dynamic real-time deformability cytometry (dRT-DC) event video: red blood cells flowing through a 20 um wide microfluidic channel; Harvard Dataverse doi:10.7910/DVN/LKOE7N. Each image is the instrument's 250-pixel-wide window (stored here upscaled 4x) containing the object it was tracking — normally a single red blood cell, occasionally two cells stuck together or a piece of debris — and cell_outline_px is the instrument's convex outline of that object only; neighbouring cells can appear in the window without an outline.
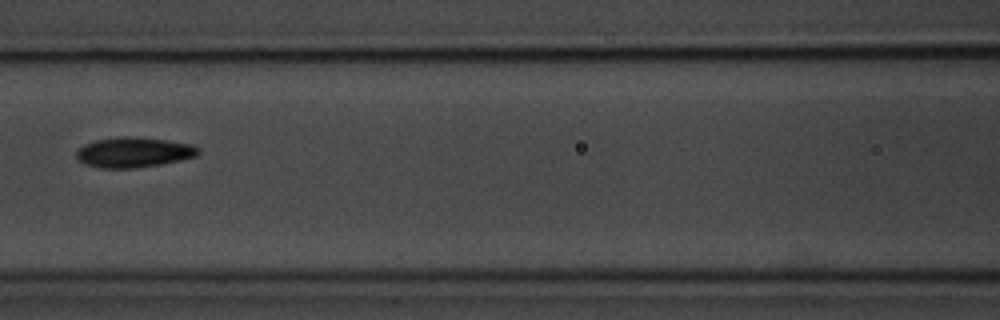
{"species": "common noctule bat (a hibernating species)", "species_latin": "Nyctalus noctula", "temperature_condition": "room temperature", "stored_images_in_passage": 10, "camera_frame_rate_fps": 3000, "um_per_image_px": 0.085, "animal": {"sex": "male", "body_mass_g": 20.1, "forearm_length_mm": 53.5}, "frame": {"image": 1, "passage_image": 6, "time_ms": 6.0, "image_size_px": [1000, 320], "cell_outline_px": [[200, 152], [196, 156], [180, 160], [160, 164], [136, 168], [100, 168], [84, 164], [76, 160], [76, 152], [84, 144], [96, 140], [116, 136], [128, 136], [168, 140], [192, 144], [200, 148]], "centroid_in_image_um": [11.35, 12.94], "position_along_channel_um": 155.3, "area_um2": 21.62}}
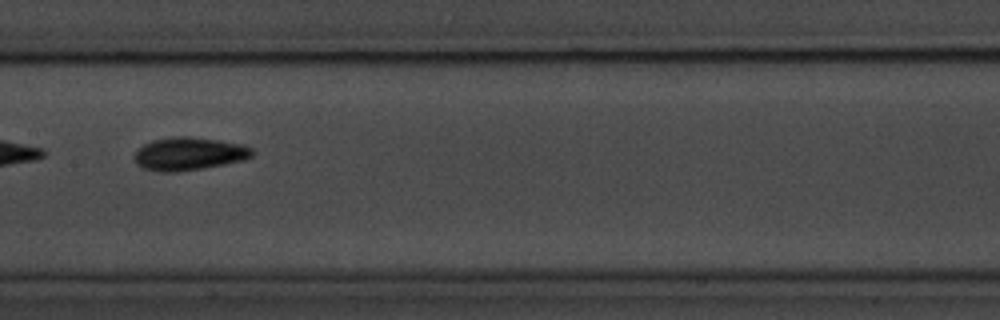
{"frame": {"image": 2, "passage_image": 7, "time_ms": 7.0, "image_size_px": [1000, 320], "cell_outline_px": [[252, 156], [244, 160], [224, 164], [180, 172], [156, 172], [144, 168], [136, 164], [132, 156], [144, 144], [152, 140], [176, 136], [188, 136], [220, 140], [240, 144], [252, 148]], "centroid_in_image_um": [16.02, 13.08], "position_along_channel_um": 191.4, "area_um2": 22.72}}
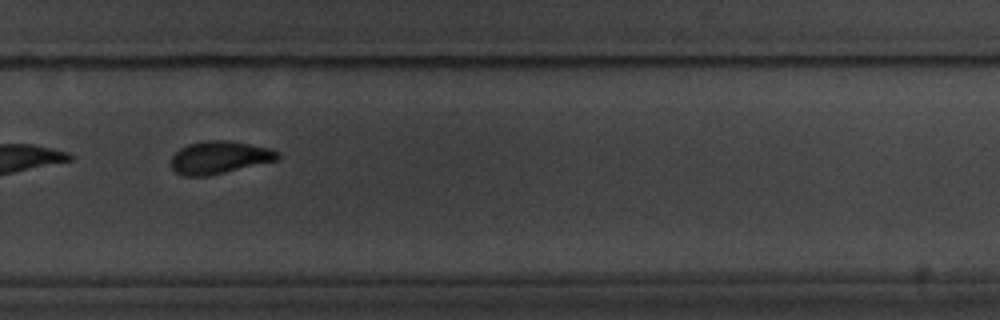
{"frame": {"image": 3, "passage_image": 10, "time_ms": 10.333, "image_size_px": [1000, 320], "cell_outline_px": [[280, 160], [208, 176], [184, 176], [176, 172], [172, 168], [172, 156], [180, 148], [188, 144], [204, 140], [228, 140], [268, 148], [280, 152]], "centroid_in_image_um": [18.67, 13.38], "position_along_channel_um": 311.1, "area_um2": 20.35}}